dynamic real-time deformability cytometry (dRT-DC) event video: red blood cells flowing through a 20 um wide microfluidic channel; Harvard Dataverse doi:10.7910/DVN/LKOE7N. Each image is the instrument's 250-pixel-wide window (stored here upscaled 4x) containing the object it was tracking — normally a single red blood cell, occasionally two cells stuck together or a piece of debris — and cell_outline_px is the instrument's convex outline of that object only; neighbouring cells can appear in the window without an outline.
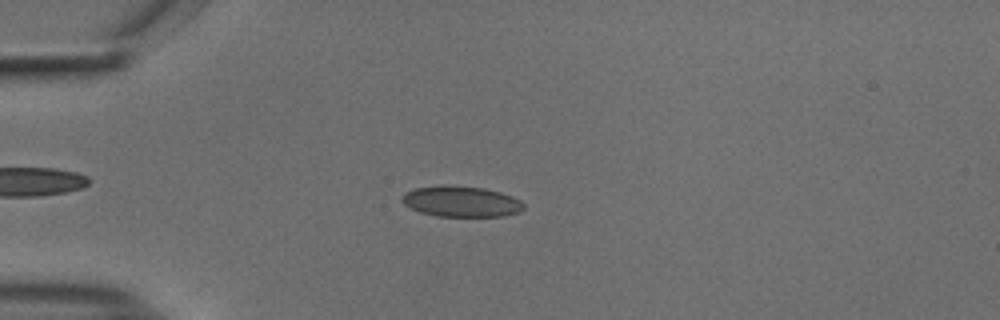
{"species": "common noctule bat (a hibernating species)", "species_latin": "Nyctalus noctula", "temperature_condition": "cold", "stored_images_in_passage": 54, "camera_frame_rate_fps": 3000, "um_per_image_px": 0.085, "animal": {"sex": "male", "body_mass_g": 18.8}, "frame": {"image": 1, "passage_image": 14, "time_ms": 4.333, "image_size_px": [1000, 320], "cell_outline_px": [[524, 208], [520, 212], [504, 216], [436, 216], [420, 212], [404, 204], [400, 200], [400, 196], [404, 192], [416, 188], [484, 188], [500, 192], [512, 196], [520, 200], [524, 204]], "centroid_in_image_um": [39.23, 17.17], "position_along_channel_um": 45.8, "area_um2": 21.04}}
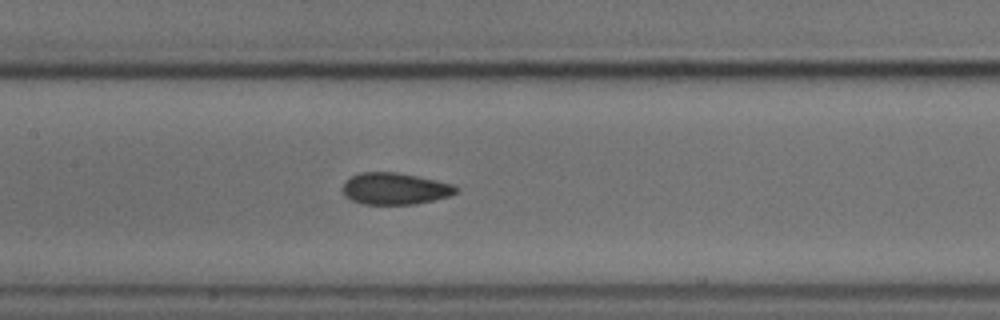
{"frame": {"image": 2, "passage_image": 26, "time_ms": 8.333, "image_size_px": [1000, 320], "cell_outline_px": [[460, 188], [452, 196], [416, 204], [360, 204], [344, 196], [344, 180], [360, 172], [396, 172], [436, 180], [452, 184]], "centroid_in_image_um": [33.58, 16.04], "position_along_channel_um": 173.8, "area_um2": 21.04}}
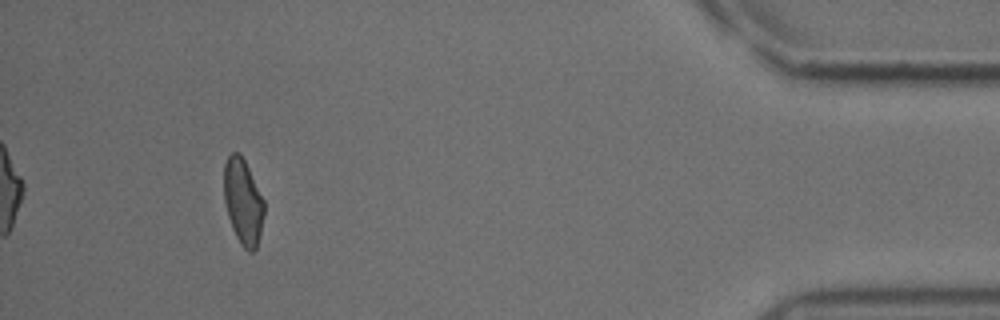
{"frame": {"image": 3, "passage_image": 50, "time_ms": 16.333, "image_size_px": [1000, 320], "cell_outline_px": [[264, 212], [260, 232], [256, 248], [252, 252], [248, 252], [240, 244], [232, 228], [228, 216], [224, 200], [224, 164], [228, 156], [232, 152], [240, 152], [264, 200]], "centroid_in_image_um": [20.64, 17.14], "position_along_channel_um": 414.6, "area_um2": 19.88}, "authors_computed_cell_mechanics": {"area_um2": 21.2704, "velocity_mm_per_s": 3.7312, "shape_relaxation_time_tau1_ms": null, "shape_relaxation_time_tau2_ms": 1.9062, "deformation_change_tau1": null, "deformation_change_tau2": 0.0596}}